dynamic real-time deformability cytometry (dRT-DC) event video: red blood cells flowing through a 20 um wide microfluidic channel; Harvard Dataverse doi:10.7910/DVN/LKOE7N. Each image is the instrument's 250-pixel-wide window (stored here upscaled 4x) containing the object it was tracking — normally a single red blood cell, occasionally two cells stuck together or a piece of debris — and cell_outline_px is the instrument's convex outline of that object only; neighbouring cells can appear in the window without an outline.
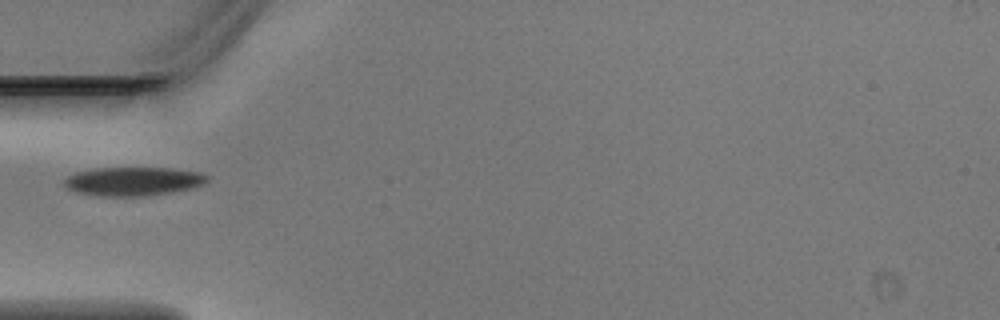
{"species": "Egyptian fruit bat (a non-hibernating species)", "species_latin": "Rousettus aegyptiacus", "temperature_condition": "warm", "stored_images_in_passage": 3, "camera_frame_rate_fps": 3000, "um_per_image_px": 0.085, "animal": {"sex": "male"}, "frame": {"image": 1, "passage_image": 2, "time_ms": 0.333, "image_size_px": [1000, 320], "cell_outline_px": [[208, 180], [204, 184], [192, 188], [168, 192], [140, 196], [100, 196], [76, 192], [68, 188], [64, 184], [64, 180], [68, 176], [76, 172], [96, 168], [172, 168], [200, 172], [208, 176]], "centroid_in_image_um": [11.32, 15.4], "position_along_channel_um": 73.7, "area_um2": 23.76}}